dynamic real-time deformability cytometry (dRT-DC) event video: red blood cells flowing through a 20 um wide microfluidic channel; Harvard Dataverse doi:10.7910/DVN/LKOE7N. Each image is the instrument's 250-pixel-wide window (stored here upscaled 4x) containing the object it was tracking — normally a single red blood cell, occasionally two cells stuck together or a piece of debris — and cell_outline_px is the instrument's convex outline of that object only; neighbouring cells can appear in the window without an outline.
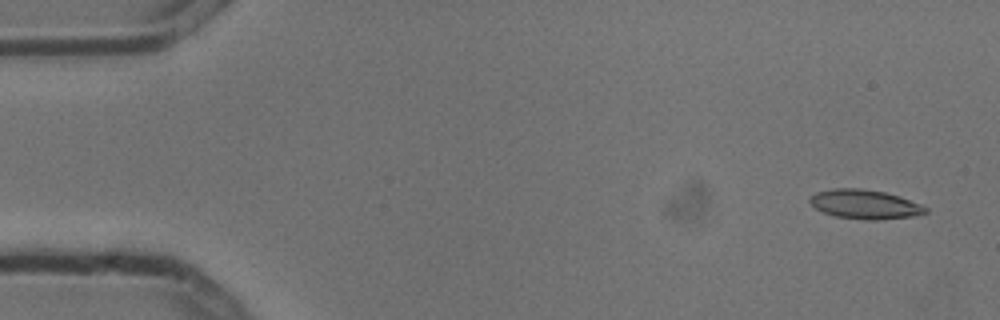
{"species": "common noctule bat (a hibernating species)", "species_latin": "Nyctalus noctula", "temperature_condition": "cold", "stored_images_in_passage": 7, "camera_frame_rate_fps": 3000, "um_per_image_px": 0.085, "animal": {"sex": "male", "body_mass_g": 13.3}, "frame": {"image": 1, "passage_image": 1, "time_ms": 0.0, "image_size_px": [1000, 320], "cell_outline_px": [[928, 212], [912, 216], [876, 220], [864, 220], [836, 216], [824, 212], [816, 208], [808, 200], [816, 192], [832, 188], [860, 188], [884, 192], [900, 196], [920, 204], [928, 208]], "centroid_in_image_um": [73.52, 17.36], "position_along_channel_um": 11.5, "area_um2": 19.59}}
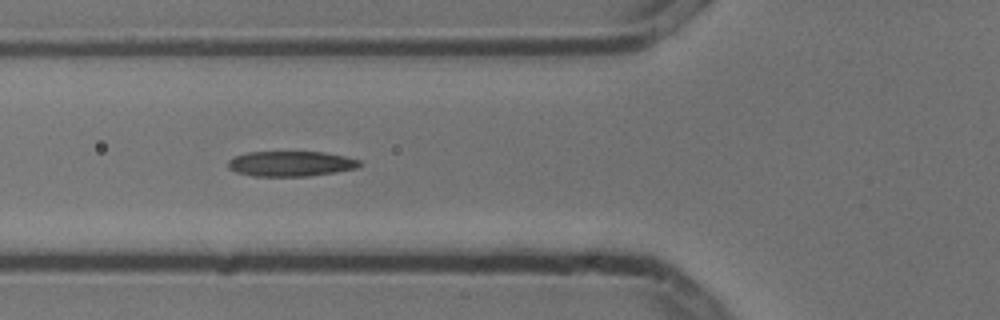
{"frame": {"image": 2, "passage_image": 6, "time_ms": 1.667, "image_size_px": [1000, 320], "cell_outline_px": [[360, 164], [356, 168], [336, 172], [308, 176], [252, 176], [236, 172], [228, 168], [228, 160], [236, 156], [248, 152], [324, 152], [344, 156], [360, 160]], "centroid_in_image_um": [24.7, 13.92], "position_along_channel_um": 101.1, "area_um2": 19.25}}
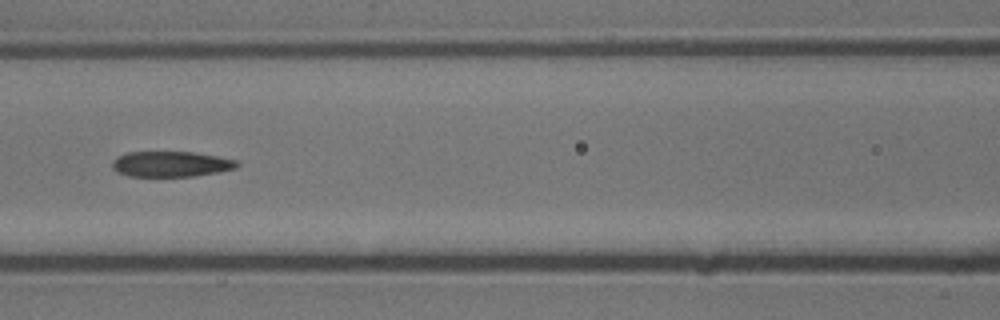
{"frame": {"image": 3, "passage_image": 7, "time_ms": 2.0, "image_size_px": [1000, 320], "cell_outline_px": [[240, 164], [236, 168], [220, 172], [196, 176], [128, 176], [116, 172], [112, 168], [112, 160], [116, 156], [128, 152], [192, 152], [216, 156], [236, 160]], "centroid_in_image_um": [14.51, 13.95], "position_along_channel_um": 152.1, "area_um2": 18.67}}